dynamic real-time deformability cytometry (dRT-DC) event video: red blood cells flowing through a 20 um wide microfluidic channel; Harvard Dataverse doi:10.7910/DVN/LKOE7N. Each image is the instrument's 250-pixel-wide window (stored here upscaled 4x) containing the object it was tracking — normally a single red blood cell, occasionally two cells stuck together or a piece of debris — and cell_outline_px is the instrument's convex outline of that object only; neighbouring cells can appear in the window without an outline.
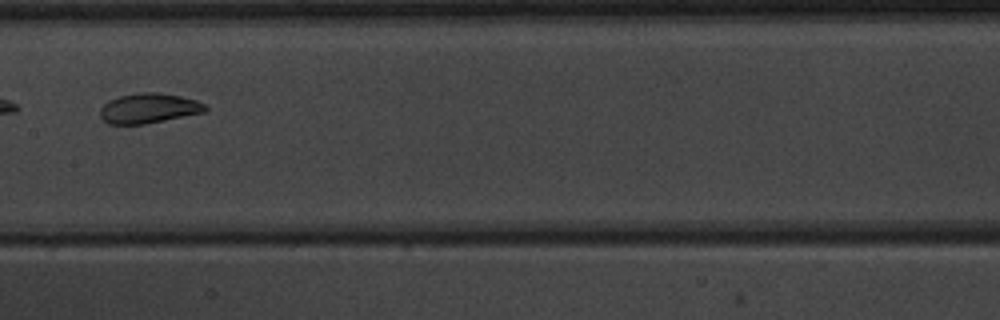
{"species": "common noctule bat (a hibernating species)", "species_latin": "Nyctalus noctula", "temperature_condition": "warm", "stored_images_in_passage": 6, "camera_frame_rate_fps": 3000, "um_per_image_px": 0.085, "animal": {"sex": "male", "body_mass_g": 20.1, "forearm_length_mm": 53.5}, "frame": {"image": 1, "passage_image": 6, "time_ms": 5.667, "image_size_px": [1000, 320], "cell_outline_px": [[208, 108], [204, 112], [144, 124], [108, 124], [100, 116], [100, 108], [108, 100], [120, 96], [144, 92], [160, 92], [180, 96], [196, 100], [208, 104]], "centroid_in_image_um": [12.65, 9.2], "position_along_channel_um": 194.7, "area_um2": 18.32}}